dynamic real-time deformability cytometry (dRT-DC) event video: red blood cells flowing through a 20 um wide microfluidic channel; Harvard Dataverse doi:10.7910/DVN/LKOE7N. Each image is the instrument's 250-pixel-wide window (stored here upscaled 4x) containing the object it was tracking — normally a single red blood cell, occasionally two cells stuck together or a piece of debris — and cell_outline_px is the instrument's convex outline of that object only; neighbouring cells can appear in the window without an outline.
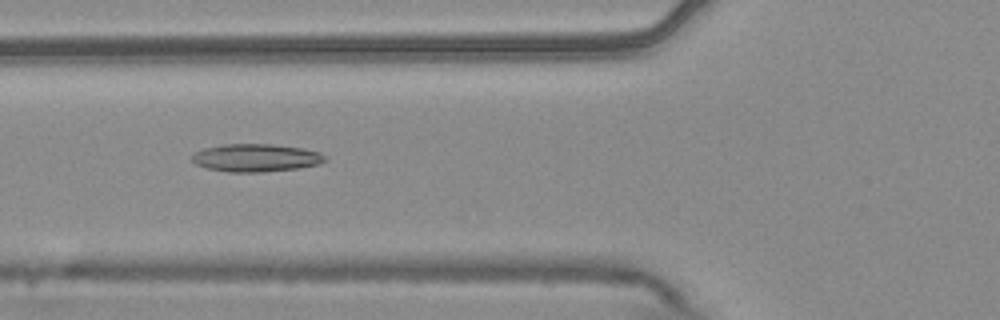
{"species": "common noctule bat (a hibernating species)", "species_latin": "Nyctalus noctula", "temperature_condition": "warm", "stored_images_in_passage": 6, "camera_frame_rate_fps": 3000, "um_per_image_px": 0.085, "animal": {"sex": "male", "body_mass_g": 20.4}, "frame": {"image": 1, "passage_image": 3, "time_ms": 0.667, "image_size_px": [1000, 320], "cell_outline_px": [[328, 160], [320, 164], [300, 168], [264, 172], [228, 172], [208, 168], [196, 164], [192, 160], [192, 156], [196, 152], [204, 148], [224, 144], [272, 144], [300, 148], [320, 152]], "centroid_in_image_um": [21.78, 13.42], "position_along_channel_um": 104.0, "area_um2": 21.56}}
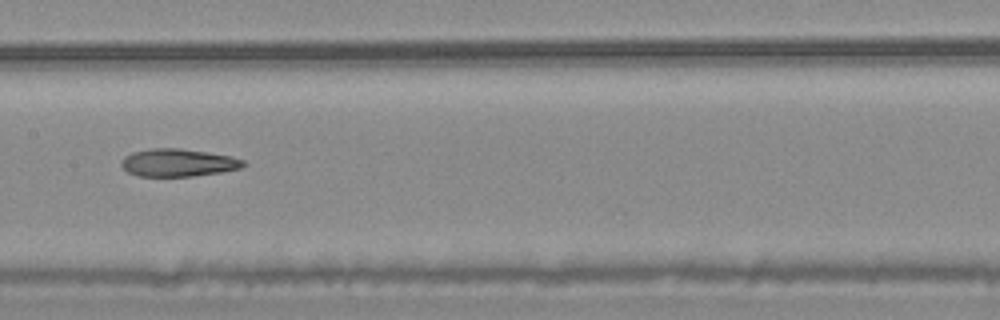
{"frame": {"image": 2, "passage_image": 5, "time_ms": 1.333, "image_size_px": [1000, 320], "cell_outline_px": [[248, 164], [240, 168], [220, 172], [192, 176], [140, 176], [128, 172], [120, 164], [120, 160], [124, 156], [132, 152], [148, 148], [180, 148], [208, 152], [232, 156], [244, 160]], "centroid_in_image_um": [15.13, 13.81], "position_along_channel_um": 192.3, "area_um2": 19.83}}
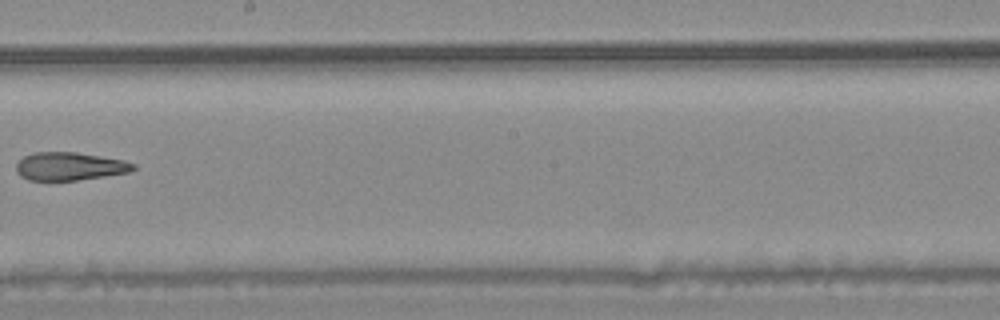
{"frame": {"image": 3, "passage_image": 6, "time_ms": 1.667, "image_size_px": [1000, 320], "cell_outline_px": [[136, 168], [128, 172], [104, 176], [76, 180], [28, 180], [20, 176], [16, 172], [16, 164], [24, 156], [36, 152], [76, 152], [124, 160], [136, 164]], "centroid_in_image_um": [5.91, 14.13], "position_along_channel_um": 242.3, "area_um2": 19.07}}